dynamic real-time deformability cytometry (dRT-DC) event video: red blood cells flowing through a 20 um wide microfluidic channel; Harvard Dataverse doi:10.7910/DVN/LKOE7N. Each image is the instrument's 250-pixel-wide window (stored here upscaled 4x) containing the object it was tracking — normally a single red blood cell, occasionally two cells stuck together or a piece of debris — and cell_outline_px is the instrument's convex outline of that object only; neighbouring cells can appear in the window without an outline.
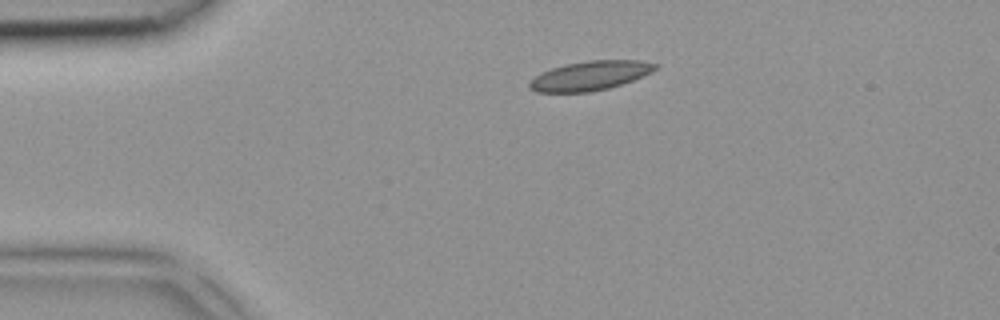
{"species": "common noctule bat (a hibernating species)", "species_latin": "Nyctalus noctula", "temperature_condition": "room temperature", "stored_images_in_passage": 3, "camera_frame_rate_fps": 3000, "um_per_image_px": 0.085, "animal": {"sex": "female", "body_mass_g": 18.4}, "frame": {"image": 1, "passage_image": 1, "time_ms": 0.0, "image_size_px": [1000, 320], "cell_outline_px": [[660, 64], [652, 72], [632, 80], [608, 88], [588, 92], [536, 92], [528, 88], [528, 80], [540, 72], [552, 68], [568, 64], [588, 60], [640, 60]], "centroid_in_image_um": [50.12, 6.43], "position_along_channel_um": 34.9, "area_um2": 21.5}}